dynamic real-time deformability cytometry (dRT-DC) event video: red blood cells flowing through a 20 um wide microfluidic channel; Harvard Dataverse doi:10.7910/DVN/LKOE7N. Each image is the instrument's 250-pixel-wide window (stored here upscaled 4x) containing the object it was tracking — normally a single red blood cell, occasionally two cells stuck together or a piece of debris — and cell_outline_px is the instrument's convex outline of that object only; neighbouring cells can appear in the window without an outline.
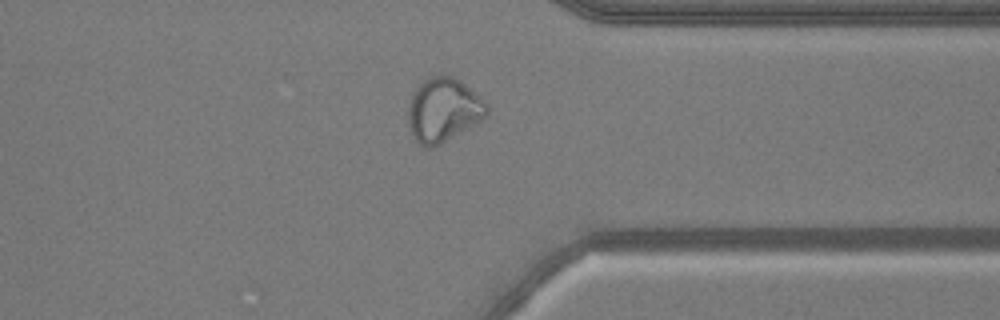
{"species": "common noctule bat (a hibernating species)", "species_latin": "Nyctalus noctula", "temperature_condition": "warm", "stored_images_in_passage": 44, "camera_frame_rate_fps": 3000, "um_per_image_px": 0.085, "animal": {"sex": "male", "body_mass_g": 20.5, "forearm_length_mm": 52.5}, "frame": {"image": 1, "passage_image": 32, "time_ms": 10.333, "image_size_px": [1000, 320], "cell_outline_px": [[488, 116], [440, 144], [432, 148], [424, 148], [412, 136], [408, 124], [408, 104], [412, 92], [424, 80], [440, 72], [452, 76], [460, 80], [480, 96], [488, 104]], "centroid_in_image_um": [37.67, 9.32], "position_along_channel_um": 373.7, "area_um2": 29.65}, "authors_computed_cell_mechanics": {"area_um2": 29.0156, "velocity_mm_per_s": 3.8572, "shape_relaxation_time_tau1_ms": null, "shape_relaxation_time_tau2_ms": 0.802, "deformation_change_tau1": null, "deformation_change_tau2": 0.069}}